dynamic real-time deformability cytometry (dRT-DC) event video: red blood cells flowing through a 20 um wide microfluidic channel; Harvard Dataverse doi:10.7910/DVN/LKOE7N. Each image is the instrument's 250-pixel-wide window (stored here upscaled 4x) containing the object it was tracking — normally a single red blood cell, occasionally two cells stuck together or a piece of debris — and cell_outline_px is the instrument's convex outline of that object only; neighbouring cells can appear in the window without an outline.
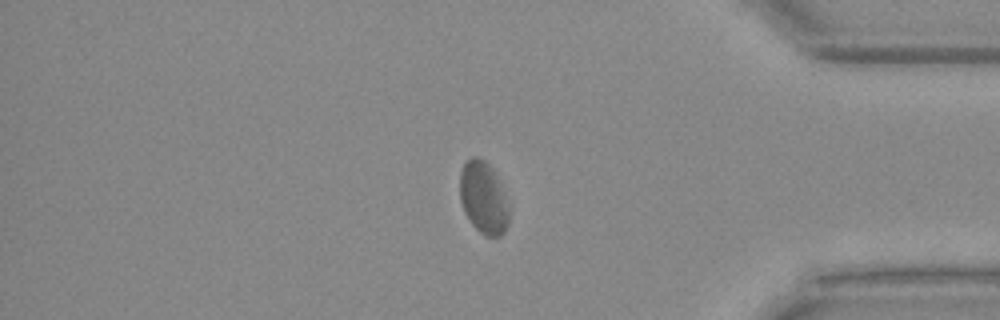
{"species": "Egyptian fruit bat (a non-hibernating species)", "species_latin": "Rousettus aegyptiacus", "temperature_condition": "warm", "stored_images_in_passage": 39, "segment_of_instrument_passage": [2, 2], "camera_frame_rate_fps": 3000, "um_per_image_px": 0.085, "animal": {"sex": "female"}, "frame": {"image": 1, "passage_image": 39, "time_ms": 12.667, "image_size_px": [1000, 320], "cell_outline_px": [[508, 224], [504, 232], [500, 236], [484, 236], [472, 224], [464, 212], [460, 200], [460, 172], [464, 164], [472, 156], [476, 156], [484, 160], [492, 168], [496, 176], [504, 196], [508, 208]], "centroid_in_image_um": [41.06, 16.82], "position_along_channel_um": 394.1, "area_um2": 20.35}}